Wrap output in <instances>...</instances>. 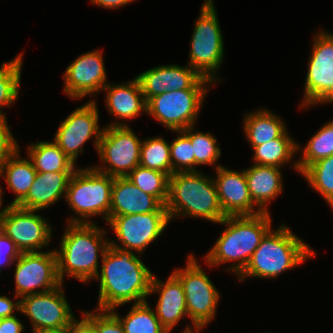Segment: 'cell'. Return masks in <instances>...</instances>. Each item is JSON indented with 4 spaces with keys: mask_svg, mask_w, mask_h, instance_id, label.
I'll list each match as a JSON object with an SVG mask.
<instances>
[{
    "mask_svg": "<svg viewBox=\"0 0 333 333\" xmlns=\"http://www.w3.org/2000/svg\"><path fill=\"white\" fill-rule=\"evenodd\" d=\"M138 255L109 244L101 258L100 273L95 277L99 281L95 309L111 310L129 302L147 301L154 274Z\"/></svg>",
    "mask_w": 333,
    "mask_h": 333,
    "instance_id": "obj_1",
    "label": "cell"
},
{
    "mask_svg": "<svg viewBox=\"0 0 333 333\" xmlns=\"http://www.w3.org/2000/svg\"><path fill=\"white\" fill-rule=\"evenodd\" d=\"M270 216L267 212L257 215L226 216L218 223L226 228L204 256L208 267L233 262L226 269L235 273L237 277L245 269L261 240L273 229Z\"/></svg>",
    "mask_w": 333,
    "mask_h": 333,
    "instance_id": "obj_2",
    "label": "cell"
},
{
    "mask_svg": "<svg viewBox=\"0 0 333 333\" xmlns=\"http://www.w3.org/2000/svg\"><path fill=\"white\" fill-rule=\"evenodd\" d=\"M57 255L58 276L88 283L99 273V258L109 247L107 232L96 223H66Z\"/></svg>",
    "mask_w": 333,
    "mask_h": 333,
    "instance_id": "obj_3",
    "label": "cell"
},
{
    "mask_svg": "<svg viewBox=\"0 0 333 333\" xmlns=\"http://www.w3.org/2000/svg\"><path fill=\"white\" fill-rule=\"evenodd\" d=\"M279 226L261 240L245 269L237 276L239 281L247 277L273 279L316 256V252L286 224Z\"/></svg>",
    "mask_w": 333,
    "mask_h": 333,
    "instance_id": "obj_4",
    "label": "cell"
},
{
    "mask_svg": "<svg viewBox=\"0 0 333 333\" xmlns=\"http://www.w3.org/2000/svg\"><path fill=\"white\" fill-rule=\"evenodd\" d=\"M165 207L170 221L189 216L218 224L226 217L214 179L200 171L175 172L169 177Z\"/></svg>",
    "mask_w": 333,
    "mask_h": 333,
    "instance_id": "obj_5",
    "label": "cell"
},
{
    "mask_svg": "<svg viewBox=\"0 0 333 333\" xmlns=\"http://www.w3.org/2000/svg\"><path fill=\"white\" fill-rule=\"evenodd\" d=\"M113 183L114 177L98 172L92 165L77 168L69 180L65 196L76 216H71L67 223L90 224L94 223L90 219L96 216H102L107 222Z\"/></svg>",
    "mask_w": 333,
    "mask_h": 333,
    "instance_id": "obj_6",
    "label": "cell"
},
{
    "mask_svg": "<svg viewBox=\"0 0 333 333\" xmlns=\"http://www.w3.org/2000/svg\"><path fill=\"white\" fill-rule=\"evenodd\" d=\"M214 0H204L191 36L188 65L213 84L224 58V37ZM216 73V74H215Z\"/></svg>",
    "mask_w": 333,
    "mask_h": 333,
    "instance_id": "obj_7",
    "label": "cell"
},
{
    "mask_svg": "<svg viewBox=\"0 0 333 333\" xmlns=\"http://www.w3.org/2000/svg\"><path fill=\"white\" fill-rule=\"evenodd\" d=\"M212 82L201 77L190 89L171 90L147 101V115L171 131L195 126ZM209 85V86H208Z\"/></svg>",
    "mask_w": 333,
    "mask_h": 333,
    "instance_id": "obj_8",
    "label": "cell"
},
{
    "mask_svg": "<svg viewBox=\"0 0 333 333\" xmlns=\"http://www.w3.org/2000/svg\"><path fill=\"white\" fill-rule=\"evenodd\" d=\"M198 263L193 253L189 254L186 266L176 268L172 273L183 285L188 318L191 320L192 327L204 329L216 317L221 296Z\"/></svg>",
    "mask_w": 333,
    "mask_h": 333,
    "instance_id": "obj_9",
    "label": "cell"
},
{
    "mask_svg": "<svg viewBox=\"0 0 333 333\" xmlns=\"http://www.w3.org/2000/svg\"><path fill=\"white\" fill-rule=\"evenodd\" d=\"M142 140L128 126H104L98 145L102 164L92 166L112 177H126L140 164Z\"/></svg>",
    "mask_w": 333,
    "mask_h": 333,
    "instance_id": "obj_10",
    "label": "cell"
},
{
    "mask_svg": "<svg viewBox=\"0 0 333 333\" xmlns=\"http://www.w3.org/2000/svg\"><path fill=\"white\" fill-rule=\"evenodd\" d=\"M319 30L313 36L300 109L333 103V33Z\"/></svg>",
    "mask_w": 333,
    "mask_h": 333,
    "instance_id": "obj_11",
    "label": "cell"
},
{
    "mask_svg": "<svg viewBox=\"0 0 333 333\" xmlns=\"http://www.w3.org/2000/svg\"><path fill=\"white\" fill-rule=\"evenodd\" d=\"M169 223L168 212L109 216L107 224L118 239V242L109 239V244L142 254L148 245L163 235Z\"/></svg>",
    "mask_w": 333,
    "mask_h": 333,
    "instance_id": "obj_12",
    "label": "cell"
},
{
    "mask_svg": "<svg viewBox=\"0 0 333 333\" xmlns=\"http://www.w3.org/2000/svg\"><path fill=\"white\" fill-rule=\"evenodd\" d=\"M14 282L15 299L60 286L55 250L21 253L15 261Z\"/></svg>",
    "mask_w": 333,
    "mask_h": 333,
    "instance_id": "obj_13",
    "label": "cell"
},
{
    "mask_svg": "<svg viewBox=\"0 0 333 333\" xmlns=\"http://www.w3.org/2000/svg\"><path fill=\"white\" fill-rule=\"evenodd\" d=\"M36 212L16 205L4 207L0 230L14 241L21 253L43 251L53 238L49 220Z\"/></svg>",
    "mask_w": 333,
    "mask_h": 333,
    "instance_id": "obj_14",
    "label": "cell"
},
{
    "mask_svg": "<svg viewBox=\"0 0 333 333\" xmlns=\"http://www.w3.org/2000/svg\"><path fill=\"white\" fill-rule=\"evenodd\" d=\"M96 101L91 99L77 107L60 122L54 134L53 141L73 163H76L80 152L83 154L84 144L93 137L94 148L98 150L103 127L100 129L98 124L100 118Z\"/></svg>",
    "mask_w": 333,
    "mask_h": 333,
    "instance_id": "obj_15",
    "label": "cell"
},
{
    "mask_svg": "<svg viewBox=\"0 0 333 333\" xmlns=\"http://www.w3.org/2000/svg\"><path fill=\"white\" fill-rule=\"evenodd\" d=\"M63 283L53 290L24 296L20 299V314L31 320L32 333L42 329L69 326L76 318L65 296Z\"/></svg>",
    "mask_w": 333,
    "mask_h": 333,
    "instance_id": "obj_16",
    "label": "cell"
},
{
    "mask_svg": "<svg viewBox=\"0 0 333 333\" xmlns=\"http://www.w3.org/2000/svg\"><path fill=\"white\" fill-rule=\"evenodd\" d=\"M105 70L101 50L88 51L79 55L64 71L63 92L69 98L77 100L101 92L109 83Z\"/></svg>",
    "mask_w": 333,
    "mask_h": 333,
    "instance_id": "obj_17",
    "label": "cell"
},
{
    "mask_svg": "<svg viewBox=\"0 0 333 333\" xmlns=\"http://www.w3.org/2000/svg\"><path fill=\"white\" fill-rule=\"evenodd\" d=\"M215 170L217 174L213 179L220 206L226 216L262 213L250 197L244 169L236 171L222 165Z\"/></svg>",
    "mask_w": 333,
    "mask_h": 333,
    "instance_id": "obj_18",
    "label": "cell"
},
{
    "mask_svg": "<svg viewBox=\"0 0 333 333\" xmlns=\"http://www.w3.org/2000/svg\"><path fill=\"white\" fill-rule=\"evenodd\" d=\"M154 293L159 294L156 307H153L155 315L171 333L180 320L188 316L183 285L173 273L165 282L153 276L149 296Z\"/></svg>",
    "mask_w": 333,
    "mask_h": 333,
    "instance_id": "obj_19",
    "label": "cell"
},
{
    "mask_svg": "<svg viewBox=\"0 0 333 333\" xmlns=\"http://www.w3.org/2000/svg\"><path fill=\"white\" fill-rule=\"evenodd\" d=\"M145 101L171 90L190 89L201 76L189 65H161L150 68L136 76Z\"/></svg>",
    "mask_w": 333,
    "mask_h": 333,
    "instance_id": "obj_20",
    "label": "cell"
},
{
    "mask_svg": "<svg viewBox=\"0 0 333 333\" xmlns=\"http://www.w3.org/2000/svg\"><path fill=\"white\" fill-rule=\"evenodd\" d=\"M108 112L115 117L114 122L107 126H128V119L147 113V102L142 93L141 85L135 77L129 82L112 84L109 82L103 89ZM120 121V122H119ZM123 121V122H122Z\"/></svg>",
    "mask_w": 333,
    "mask_h": 333,
    "instance_id": "obj_21",
    "label": "cell"
},
{
    "mask_svg": "<svg viewBox=\"0 0 333 333\" xmlns=\"http://www.w3.org/2000/svg\"><path fill=\"white\" fill-rule=\"evenodd\" d=\"M168 212L154 196L141 191L127 177H114L109 216Z\"/></svg>",
    "mask_w": 333,
    "mask_h": 333,
    "instance_id": "obj_22",
    "label": "cell"
},
{
    "mask_svg": "<svg viewBox=\"0 0 333 333\" xmlns=\"http://www.w3.org/2000/svg\"><path fill=\"white\" fill-rule=\"evenodd\" d=\"M74 172H37L27 196L17 205L40 211L66 196L69 180Z\"/></svg>",
    "mask_w": 333,
    "mask_h": 333,
    "instance_id": "obj_23",
    "label": "cell"
},
{
    "mask_svg": "<svg viewBox=\"0 0 333 333\" xmlns=\"http://www.w3.org/2000/svg\"><path fill=\"white\" fill-rule=\"evenodd\" d=\"M244 170L253 203L262 212L269 213L268 204L283 191L281 168L253 164Z\"/></svg>",
    "mask_w": 333,
    "mask_h": 333,
    "instance_id": "obj_24",
    "label": "cell"
},
{
    "mask_svg": "<svg viewBox=\"0 0 333 333\" xmlns=\"http://www.w3.org/2000/svg\"><path fill=\"white\" fill-rule=\"evenodd\" d=\"M243 122L244 135L252 148L279 138L287 131L285 121L266 108L245 113Z\"/></svg>",
    "mask_w": 333,
    "mask_h": 333,
    "instance_id": "obj_25",
    "label": "cell"
},
{
    "mask_svg": "<svg viewBox=\"0 0 333 333\" xmlns=\"http://www.w3.org/2000/svg\"><path fill=\"white\" fill-rule=\"evenodd\" d=\"M20 148L1 166L0 178H4L15 199L8 205H18L28 194L37 171L31 160L21 158Z\"/></svg>",
    "mask_w": 333,
    "mask_h": 333,
    "instance_id": "obj_26",
    "label": "cell"
},
{
    "mask_svg": "<svg viewBox=\"0 0 333 333\" xmlns=\"http://www.w3.org/2000/svg\"><path fill=\"white\" fill-rule=\"evenodd\" d=\"M252 150L253 164L282 168L290 162V166L299 172L297 160L292 161L295 154H298V143L290 136L288 130L281 137L255 146Z\"/></svg>",
    "mask_w": 333,
    "mask_h": 333,
    "instance_id": "obj_27",
    "label": "cell"
},
{
    "mask_svg": "<svg viewBox=\"0 0 333 333\" xmlns=\"http://www.w3.org/2000/svg\"><path fill=\"white\" fill-rule=\"evenodd\" d=\"M26 149L37 172H74L78 168L54 141L35 142Z\"/></svg>",
    "mask_w": 333,
    "mask_h": 333,
    "instance_id": "obj_28",
    "label": "cell"
},
{
    "mask_svg": "<svg viewBox=\"0 0 333 333\" xmlns=\"http://www.w3.org/2000/svg\"><path fill=\"white\" fill-rule=\"evenodd\" d=\"M120 321L124 333H168L156 317L148 300L133 304L126 316H120L115 309L110 310Z\"/></svg>",
    "mask_w": 333,
    "mask_h": 333,
    "instance_id": "obj_29",
    "label": "cell"
},
{
    "mask_svg": "<svg viewBox=\"0 0 333 333\" xmlns=\"http://www.w3.org/2000/svg\"><path fill=\"white\" fill-rule=\"evenodd\" d=\"M298 144V151L302 156L297 160L299 174L316 161L333 155V120L323 124L316 133L309 138L303 150Z\"/></svg>",
    "mask_w": 333,
    "mask_h": 333,
    "instance_id": "obj_30",
    "label": "cell"
},
{
    "mask_svg": "<svg viewBox=\"0 0 333 333\" xmlns=\"http://www.w3.org/2000/svg\"><path fill=\"white\" fill-rule=\"evenodd\" d=\"M23 53L0 65V119L7 120L3 107L12 106L19 97Z\"/></svg>",
    "mask_w": 333,
    "mask_h": 333,
    "instance_id": "obj_31",
    "label": "cell"
},
{
    "mask_svg": "<svg viewBox=\"0 0 333 333\" xmlns=\"http://www.w3.org/2000/svg\"><path fill=\"white\" fill-rule=\"evenodd\" d=\"M140 166L172 175L170 143L162 136L146 138L141 144Z\"/></svg>",
    "mask_w": 333,
    "mask_h": 333,
    "instance_id": "obj_32",
    "label": "cell"
},
{
    "mask_svg": "<svg viewBox=\"0 0 333 333\" xmlns=\"http://www.w3.org/2000/svg\"><path fill=\"white\" fill-rule=\"evenodd\" d=\"M301 175L307 180L308 186L333 209V155L309 165Z\"/></svg>",
    "mask_w": 333,
    "mask_h": 333,
    "instance_id": "obj_33",
    "label": "cell"
},
{
    "mask_svg": "<svg viewBox=\"0 0 333 333\" xmlns=\"http://www.w3.org/2000/svg\"><path fill=\"white\" fill-rule=\"evenodd\" d=\"M141 191L156 197L164 206L168 199L169 176L138 165L126 176Z\"/></svg>",
    "mask_w": 333,
    "mask_h": 333,
    "instance_id": "obj_34",
    "label": "cell"
},
{
    "mask_svg": "<svg viewBox=\"0 0 333 333\" xmlns=\"http://www.w3.org/2000/svg\"><path fill=\"white\" fill-rule=\"evenodd\" d=\"M195 126L181 130L190 140L193 146L195 156V166L211 165L216 169L222 165L217 164L220 155L222 154L220 143L217 144V139L211 132H199ZM217 166V167H216Z\"/></svg>",
    "mask_w": 333,
    "mask_h": 333,
    "instance_id": "obj_35",
    "label": "cell"
},
{
    "mask_svg": "<svg viewBox=\"0 0 333 333\" xmlns=\"http://www.w3.org/2000/svg\"><path fill=\"white\" fill-rule=\"evenodd\" d=\"M172 132L177 133V137L170 142L172 175L175 172L198 171L191 140L181 130Z\"/></svg>",
    "mask_w": 333,
    "mask_h": 333,
    "instance_id": "obj_36",
    "label": "cell"
},
{
    "mask_svg": "<svg viewBox=\"0 0 333 333\" xmlns=\"http://www.w3.org/2000/svg\"><path fill=\"white\" fill-rule=\"evenodd\" d=\"M94 330L96 333H124L119 319L110 310L94 309Z\"/></svg>",
    "mask_w": 333,
    "mask_h": 333,
    "instance_id": "obj_37",
    "label": "cell"
},
{
    "mask_svg": "<svg viewBox=\"0 0 333 333\" xmlns=\"http://www.w3.org/2000/svg\"><path fill=\"white\" fill-rule=\"evenodd\" d=\"M8 121L0 119V168L20 148Z\"/></svg>",
    "mask_w": 333,
    "mask_h": 333,
    "instance_id": "obj_38",
    "label": "cell"
},
{
    "mask_svg": "<svg viewBox=\"0 0 333 333\" xmlns=\"http://www.w3.org/2000/svg\"><path fill=\"white\" fill-rule=\"evenodd\" d=\"M21 255L14 241L0 230V273L2 267H10Z\"/></svg>",
    "mask_w": 333,
    "mask_h": 333,
    "instance_id": "obj_39",
    "label": "cell"
},
{
    "mask_svg": "<svg viewBox=\"0 0 333 333\" xmlns=\"http://www.w3.org/2000/svg\"><path fill=\"white\" fill-rule=\"evenodd\" d=\"M92 311L82 310V319L75 318L68 326V333H96L94 330V310Z\"/></svg>",
    "mask_w": 333,
    "mask_h": 333,
    "instance_id": "obj_40",
    "label": "cell"
},
{
    "mask_svg": "<svg viewBox=\"0 0 333 333\" xmlns=\"http://www.w3.org/2000/svg\"><path fill=\"white\" fill-rule=\"evenodd\" d=\"M15 311L20 312V299L13 301L9 297H6V295H1L0 319L15 316Z\"/></svg>",
    "mask_w": 333,
    "mask_h": 333,
    "instance_id": "obj_41",
    "label": "cell"
},
{
    "mask_svg": "<svg viewBox=\"0 0 333 333\" xmlns=\"http://www.w3.org/2000/svg\"><path fill=\"white\" fill-rule=\"evenodd\" d=\"M25 327L17 315L0 319V333H22Z\"/></svg>",
    "mask_w": 333,
    "mask_h": 333,
    "instance_id": "obj_42",
    "label": "cell"
},
{
    "mask_svg": "<svg viewBox=\"0 0 333 333\" xmlns=\"http://www.w3.org/2000/svg\"><path fill=\"white\" fill-rule=\"evenodd\" d=\"M135 0H90L93 5H97L104 9L113 10L116 8L120 9L130 3L134 2Z\"/></svg>",
    "mask_w": 333,
    "mask_h": 333,
    "instance_id": "obj_43",
    "label": "cell"
},
{
    "mask_svg": "<svg viewBox=\"0 0 333 333\" xmlns=\"http://www.w3.org/2000/svg\"><path fill=\"white\" fill-rule=\"evenodd\" d=\"M34 333H68V326L52 329H42Z\"/></svg>",
    "mask_w": 333,
    "mask_h": 333,
    "instance_id": "obj_44",
    "label": "cell"
},
{
    "mask_svg": "<svg viewBox=\"0 0 333 333\" xmlns=\"http://www.w3.org/2000/svg\"><path fill=\"white\" fill-rule=\"evenodd\" d=\"M191 325L192 324L186 325V327L182 333H195V332L199 333L202 330V329H197L196 327H190Z\"/></svg>",
    "mask_w": 333,
    "mask_h": 333,
    "instance_id": "obj_45",
    "label": "cell"
},
{
    "mask_svg": "<svg viewBox=\"0 0 333 333\" xmlns=\"http://www.w3.org/2000/svg\"><path fill=\"white\" fill-rule=\"evenodd\" d=\"M2 197H3V192H2L1 185H0V208L2 207V204H3V198ZM3 210H4V208L0 209V218L2 216Z\"/></svg>",
    "mask_w": 333,
    "mask_h": 333,
    "instance_id": "obj_46",
    "label": "cell"
}]
</instances>
